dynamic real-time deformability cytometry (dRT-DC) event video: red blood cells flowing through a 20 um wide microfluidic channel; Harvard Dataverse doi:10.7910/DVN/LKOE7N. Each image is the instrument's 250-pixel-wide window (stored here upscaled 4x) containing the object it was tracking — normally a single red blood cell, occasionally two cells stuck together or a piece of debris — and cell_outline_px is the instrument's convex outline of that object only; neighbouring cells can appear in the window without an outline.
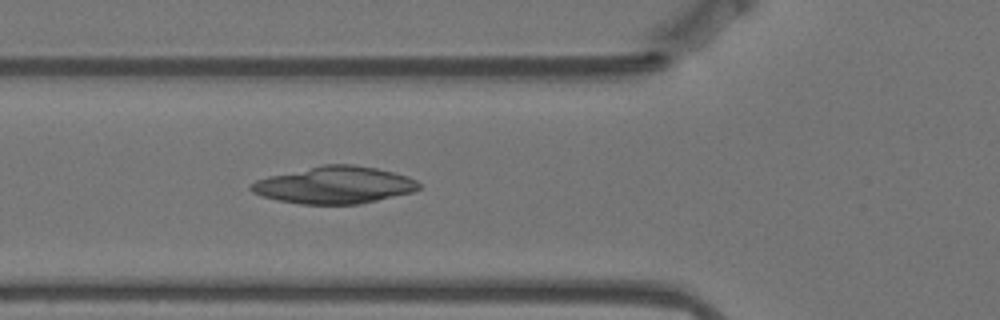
{"species": "Egyptian fruit bat (a non-hibernating species)", "species_latin": "Rousettus aegyptiacus", "temperature_condition": "warm", "stored_images_in_passage": 57, "camera_frame_rate_fps": 3000, "um_per_image_px": 0.085, "animal": {"sex": "female"}, "frame": {"image": 1, "passage_image": 20, "time_ms": 6.333, "image_size_px": [1000, 320], "cell_outline_px": [[420, 188], [412, 192], [360, 204], [300, 204], [276, 200], [252, 192], [248, 188], [256, 180], [268, 176], [324, 164], [352, 164], [376, 168], [408, 176], [416, 180], [420, 184]], "centroid_in_image_um": [28.42, 15.73], "position_along_channel_um": 97.4, "area_um2": 36.18}}
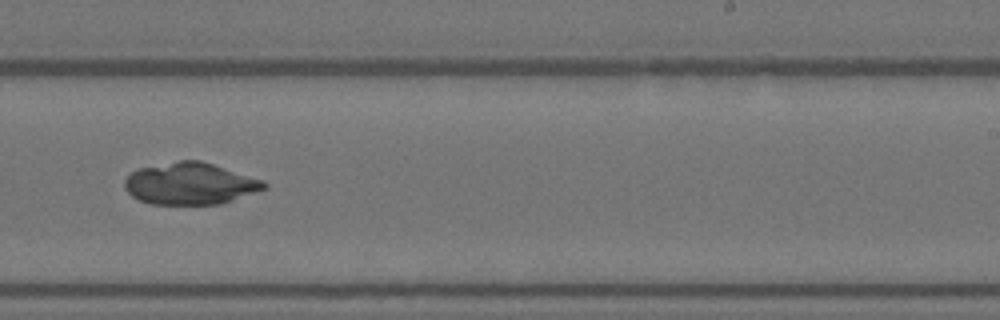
{"frame": {"image": 2, "passage_image": 35, "time_ms": 11.333, "image_size_px": [1000, 320], "cell_outline_px": [[268, 188], [220, 204], [148, 204], [132, 196], [124, 188], [124, 180], [132, 172], [140, 168], [180, 160], [200, 160], [264, 180], [268, 184]], "centroid_in_image_um": [16.17, 15.61], "position_along_channel_um": 272.8, "area_um2": 33.93}}
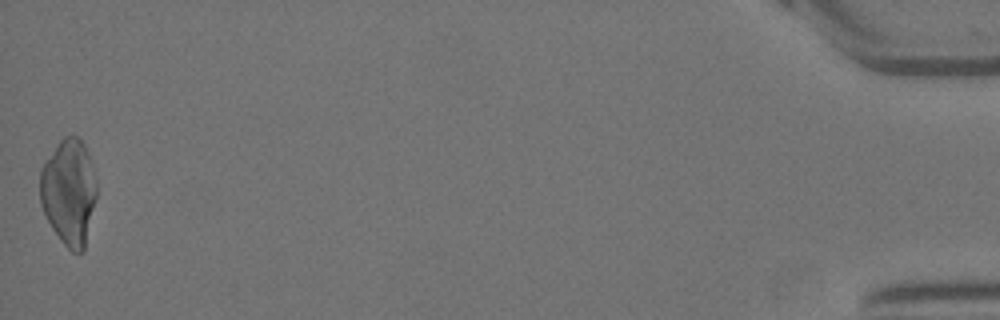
{"frame": {"image": 3, "passage_image": 57, "time_ms": 18.667, "image_size_px": [1000, 320], "cell_outline_px": [[96, 200], [84, 252], [72, 252], [64, 244], [52, 228], [40, 204], [40, 172], [44, 164], [60, 140], [64, 136], [80, 136], [88, 152], [96, 176]], "centroid_in_image_um": [5.88, 16.32], "position_along_channel_um": 429.3, "area_um2": 35.03}}